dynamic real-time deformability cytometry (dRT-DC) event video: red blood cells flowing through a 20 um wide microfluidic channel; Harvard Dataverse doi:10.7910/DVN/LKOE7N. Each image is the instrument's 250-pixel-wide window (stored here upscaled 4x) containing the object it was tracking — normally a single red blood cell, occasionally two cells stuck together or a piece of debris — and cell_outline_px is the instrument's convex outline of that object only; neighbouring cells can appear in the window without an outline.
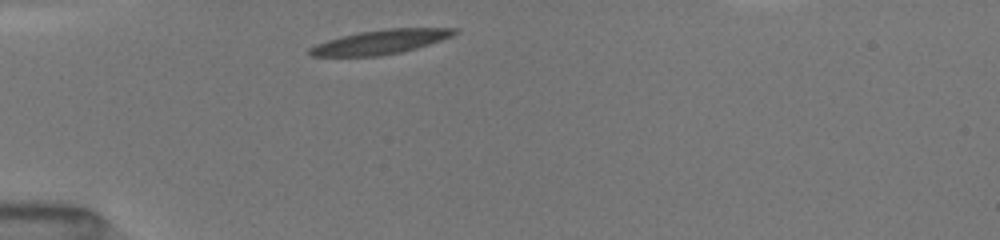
{"species": "common noctule bat (a hibernating species)", "species_latin": "Nyctalus noctula", "temperature_condition": "room temperature", "stored_images_in_passage": 8, "camera_frame_rate_fps": 3000, "um_per_image_px": 0.085, "animal": {"sex": "female", "body_mass_g": 19.5, "forearm_length_mm": 54.1}, "frame": {"image": 1, "passage_image": 1, "time_ms": 0.0, "image_size_px": [1000, 240], "cell_outline_px": [[456, 32], [452, 36], [428, 44], [400, 52], [380, 56], [312, 56], [308, 52], [316, 44], [328, 40], [360, 32], [388, 28], [456, 28]], "centroid_in_image_um": [32.34, 3.56], "position_along_channel_um": 52.7, "area_um2": 19.94}}
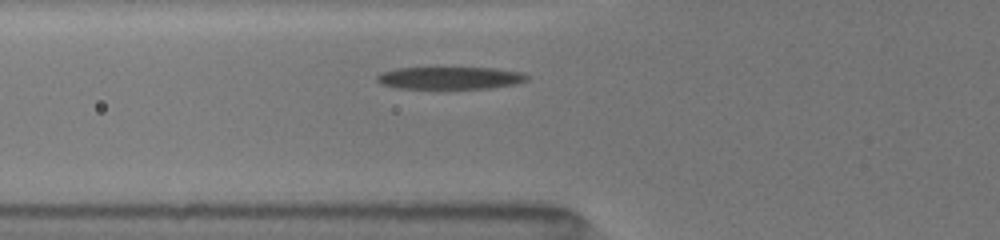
{"frame": {"image": 2, "passage_image": 5, "time_ms": 1.333, "image_size_px": [1000, 240], "cell_outline_px": [[528, 80], [516, 84], [488, 88], [400, 88], [384, 84], [376, 80], [376, 76], [384, 72], [400, 68], [492, 68], [524, 72], [528, 76]], "centroid_in_image_um": [38.33, 6.62], "position_along_channel_um": 87.5, "area_um2": 19.25}}
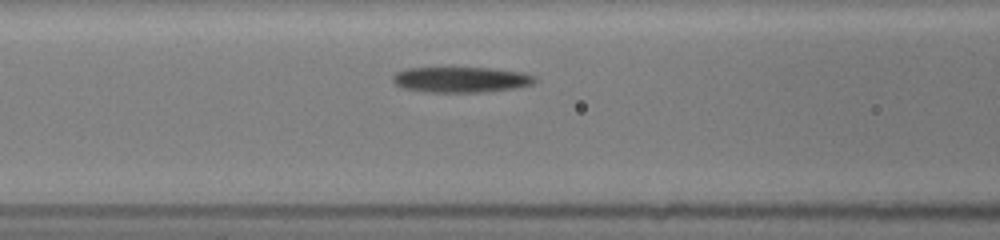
{"frame": {"image": 3, "passage_image": 7, "time_ms": 2.333, "image_size_px": [1000, 240], "cell_outline_px": [[532, 80], [528, 84], [512, 88], [480, 92], [432, 92], [404, 88], [396, 84], [392, 80], [392, 76], [396, 72], [408, 68], [488, 68], [516, 72], [532, 76]], "centroid_in_image_um": [39.03, 6.76], "position_along_channel_um": 127.6, "area_um2": 20.35}}